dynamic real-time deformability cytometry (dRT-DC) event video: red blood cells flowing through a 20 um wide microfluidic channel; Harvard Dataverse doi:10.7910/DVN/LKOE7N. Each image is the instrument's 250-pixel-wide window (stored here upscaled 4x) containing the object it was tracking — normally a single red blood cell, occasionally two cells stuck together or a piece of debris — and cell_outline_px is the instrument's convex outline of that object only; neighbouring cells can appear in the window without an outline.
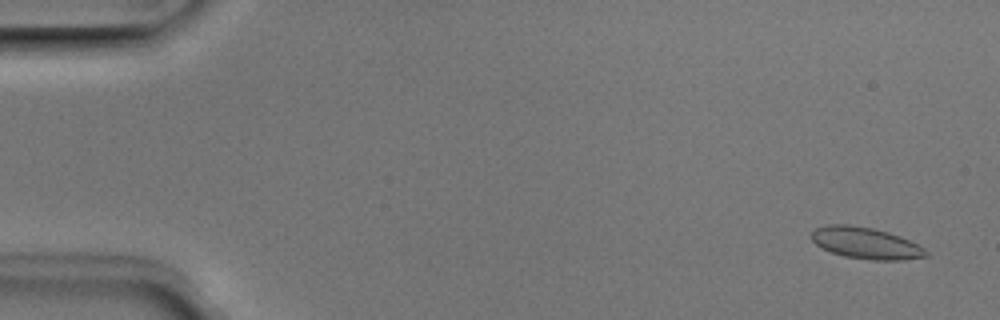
{"species": "Egyptian fruit bat (a non-hibernating species)", "species_latin": "Rousettus aegyptiacus", "temperature_condition": "room temperature", "stored_images_in_passage": 5, "camera_frame_rate_fps": 3000, "um_per_image_px": 0.085, "animal": {"sex": "male"}, "frame": {"image": 1, "passage_image": 1, "time_ms": 0.0, "image_size_px": [1000, 320], "cell_outline_px": [[928, 256], [904, 260], [872, 260], [844, 256], [832, 252], [816, 244], [812, 240], [812, 232], [816, 228], [828, 224], [848, 224], [872, 228], [888, 232], [900, 236], [924, 248], [928, 252]], "centroid_in_image_um": [73.6, 20.66], "position_along_channel_um": 11.4, "area_um2": 20.87}}
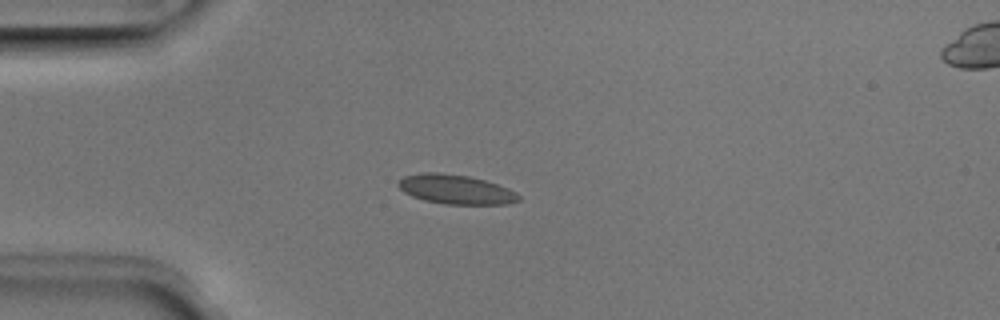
{"frame": {"image": 2, "passage_image": 4, "time_ms": 1.0, "image_size_px": [1000, 320], "cell_outline_px": [[520, 200], [508, 204], [444, 204], [424, 200], [412, 196], [404, 192], [396, 184], [404, 176], [420, 172], [440, 172], [468, 176], [484, 180], [508, 188], [516, 192], [520, 196]], "centroid_in_image_um": [38.73, 16.09], "position_along_channel_um": 46.3, "area_um2": 20.63}}